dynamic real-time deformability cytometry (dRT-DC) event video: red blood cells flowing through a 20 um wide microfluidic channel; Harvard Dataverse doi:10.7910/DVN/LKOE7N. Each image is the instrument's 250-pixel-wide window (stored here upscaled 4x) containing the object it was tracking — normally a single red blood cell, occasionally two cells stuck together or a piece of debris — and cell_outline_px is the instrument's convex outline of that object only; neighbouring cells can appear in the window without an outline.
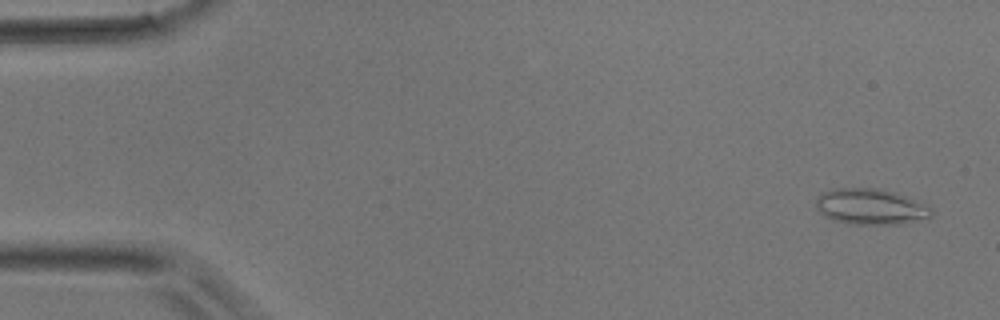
{"species": "common noctule bat (a hibernating species)", "species_latin": "Nyctalus noctula", "temperature_condition": "room temperature", "stored_images_in_passage": 48, "camera_frame_rate_fps": 3000, "um_per_image_px": 0.085, "animal": {"sex": "male", "body_mass_g": 17.9}, "frame": {"image": 1, "passage_image": 2, "time_ms": 0.333, "image_size_px": [1000, 320], "cell_outline_px": [[932, 216], [904, 224], [848, 224], [832, 220], [824, 216], [816, 208], [816, 196], [820, 192], [832, 188], [876, 188], [892, 192], [928, 204], [932, 208]], "centroid_in_image_um": [73.96, 17.57], "position_along_channel_um": 11.0, "area_um2": 24.39}}
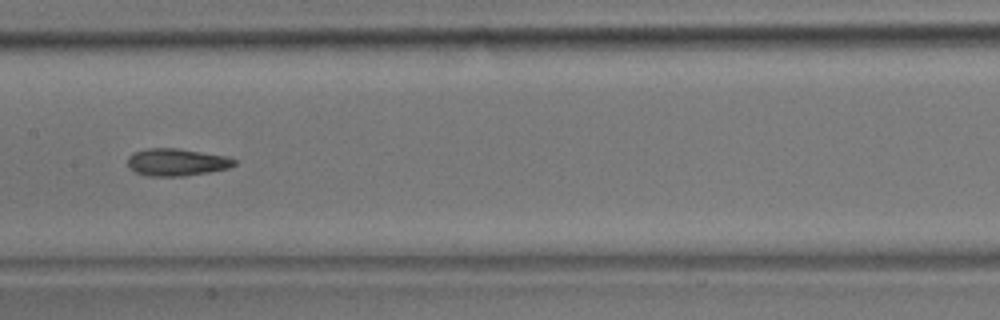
{"frame": {"image": 2, "passage_image": 24, "time_ms": 7.667, "image_size_px": [1000, 320], "cell_outline_px": [[236, 164], [228, 168], [208, 172], [184, 176], [148, 176], [136, 172], [128, 168], [128, 156], [132, 152], [148, 148], [176, 148], [224, 156], [236, 160]], "centroid_in_image_um": [14.96, 13.79], "position_along_channel_um": 192.4, "area_um2": 16.88}}
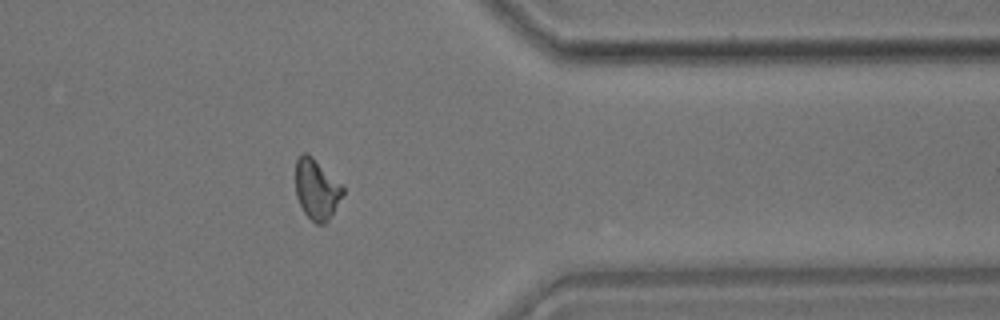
{"frame": {"image": 3, "passage_image": 39, "time_ms": 12.667, "image_size_px": [1000, 320], "cell_outline_px": [[344, 192], [328, 220], [324, 224], [316, 224], [304, 212], [296, 196], [296, 160], [300, 152], [304, 152], [312, 156], [344, 188]], "centroid_in_image_um": [26.88, 16.07], "position_along_channel_um": 384.5, "area_um2": 16.3}}